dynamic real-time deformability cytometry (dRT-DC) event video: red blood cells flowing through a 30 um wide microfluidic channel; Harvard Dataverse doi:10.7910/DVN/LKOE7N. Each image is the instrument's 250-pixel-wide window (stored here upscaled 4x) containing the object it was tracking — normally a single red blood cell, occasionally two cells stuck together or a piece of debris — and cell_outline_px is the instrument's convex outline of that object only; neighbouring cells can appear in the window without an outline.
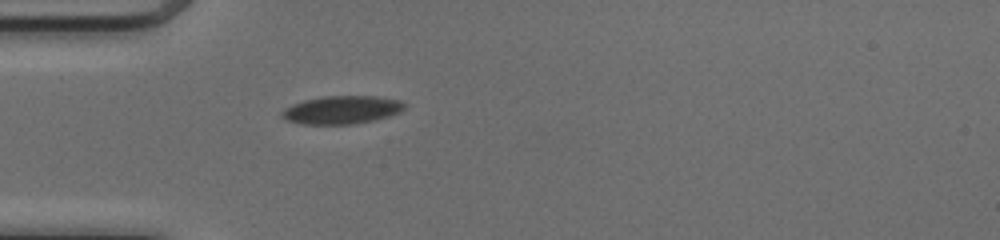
{"species": "common noctule bat (a hibernating species)", "species_latin": "Nyctalus noctula", "temperature_condition": "cold", "stored_images_in_passage": 37, "camera_frame_rate_fps": 3000, "um_per_image_px": 0.085, "animal": {"sex": "female", "body_mass_g": 17.0, "forearm_length_mm": 48.0}, "frame": {"image": 1, "passage_image": 1, "time_ms": 0.0, "image_size_px": [1000, 240], "cell_outline_px": [[404, 108], [400, 112], [388, 116], [372, 120], [352, 124], [300, 124], [288, 120], [280, 116], [280, 112], [292, 104], [304, 100], [324, 96], [376, 96], [400, 100], [404, 104]], "centroid_in_image_um": [29.02, 9.33], "position_along_channel_um": 56.0, "area_um2": 19.94}}
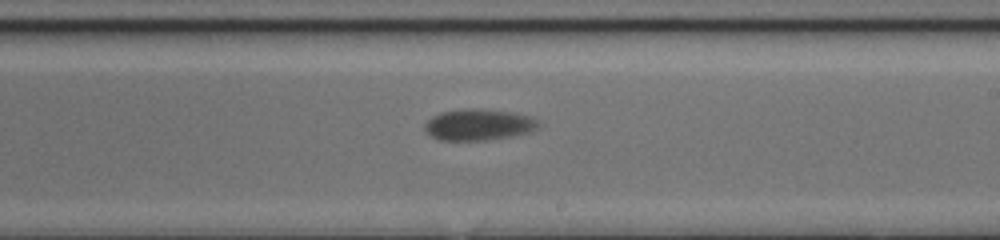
{"frame": {"image": 2, "passage_image": 16, "time_ms": 5.0, "image_size_px": [1000, 240], "cell_outline_px": [[540, 124], [532, 132], [512, 136], [488, 140], [440, 140], [424, 132], [424, 124], [432, 116], [440, 112], [464, 108], [476, 108], [512, 112], [532, 116]], "centroid_in_image_um": [40.67, 10.59], "position_along_channel_um": 248.3, "area_um2": 20.98}}
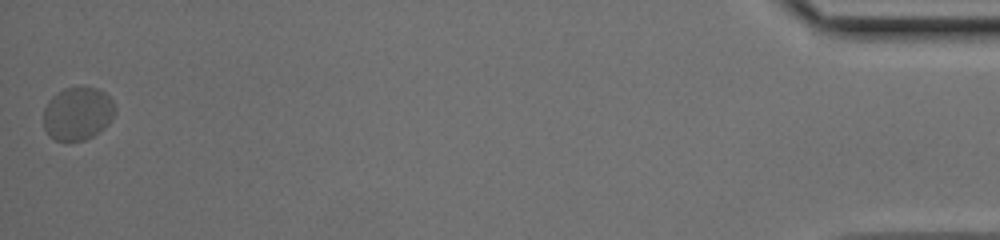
{"frame": {"image": 3, "passage_image": 37, "time_ms": 12.0, "image_size_px": [1000, 240], "cell_outline_px": [[116, 112], [112, 120], [104, 128], [92, 136], [84, 140], [56, 140], [48, 136], [44, 128], [44, 108], [48, 100], [52, 96], [64, 88], [96, 88], [104, 92], [112, 100], [116, 108]], "centroid_in_image_um": [6.6, 9.66], "position_along_channel_um": 428.6, "area_um2": 22.14}, "authors_computed_cell_mechanics": {"area_um2": 21.097, "velocity_mm_per_s": 3.9784, "shape_relaxation_time_tau1_ms": 3.8006, "shape_relaxation_time_tau2_ms": null, "deformation_change_tau1": 0.093, "deformation_change_tau2": null}}